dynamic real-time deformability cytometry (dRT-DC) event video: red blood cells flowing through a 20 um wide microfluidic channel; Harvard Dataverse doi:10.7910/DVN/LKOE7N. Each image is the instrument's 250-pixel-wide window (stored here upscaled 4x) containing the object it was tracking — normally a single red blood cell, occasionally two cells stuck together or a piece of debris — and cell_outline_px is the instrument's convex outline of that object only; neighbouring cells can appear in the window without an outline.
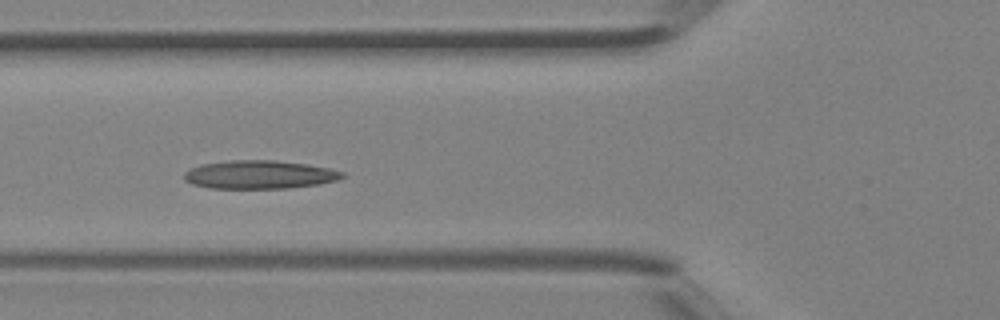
{"species": "Egyptian fruit bat (a non-hibernating species)", "species_latin": "Rousettus aegyptiacus", "temperature_condition": "room temperature", "stored_images_in_passage": 5, "camera_frame_rate_fps": 3000, "um_per_image_px": 0.085, "animal": {"sex": "female"}, "frame": {"image": 1, "passage_image": 4, "time_ms": 1.0, "image_size_px": [1000, 320], "cell_outline_px": [[348, 176], [336, 180], [320, 184], [288, 188], [208, 188], [192, 184], [184, 180], [184, 172], [188, 168], [200, 164], [228, 160], [276, 160], [308, 164], [328, 168], [344, 172]], "centroid_in_image_um": [22.04, 14.83], "position_along_channel_um": 103.8, "area_um2": 26.47}}
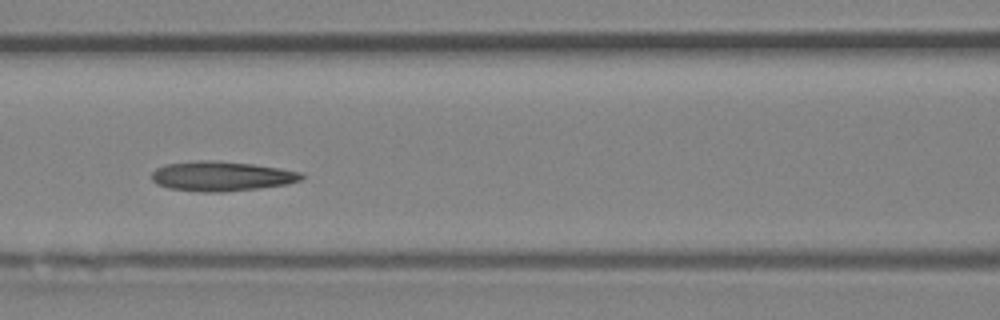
{"frame": {"image": 2, "passage_image": 5, "time_ms": 1.333, "image_size_px": [1000, 320], "cell_outline_px": [[304, 176], [300, 180], [288, 184], [256, 188], [220, 192], [200, 192], [168, 188], [156, 184], [152, 180], [152, 172], [156, 168], [164, 164], [196, 160], [216, 160], [252, 164], [280, 168], [304, 172]], "centroid_in_image_um": [18.8, 14.96], "position_along_channel_um": 147.8, "area_um2": 26.13}}